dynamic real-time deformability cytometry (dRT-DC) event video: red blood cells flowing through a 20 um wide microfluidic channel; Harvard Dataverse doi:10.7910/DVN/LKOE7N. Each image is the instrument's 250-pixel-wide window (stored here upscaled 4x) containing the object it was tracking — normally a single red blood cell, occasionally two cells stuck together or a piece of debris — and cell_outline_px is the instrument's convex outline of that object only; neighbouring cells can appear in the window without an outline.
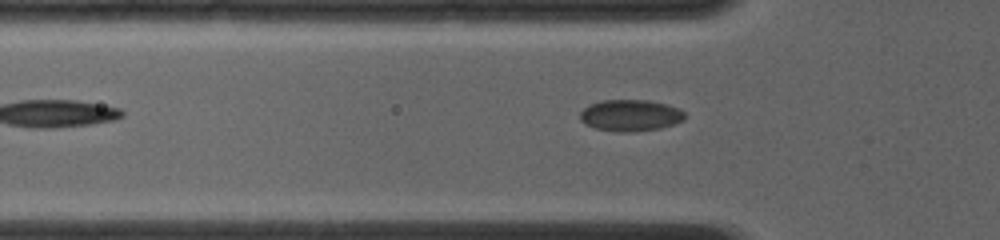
{"species": "common noctule bat (a hibernating species)", "species_latin": "Nyctalus noctula", "temperature_condition": "room temperature", "stored_images_in_passage": 44, "camera_frame_rate_fps": 4000, "um_per_image_px": 0.085, "animal": {"sex": "female", "body_mass_g": 19.0, "forearm_length_mm": 56.7}, "frame": {"image": 1, "passage_image": 3, "time_ms": 0.5, "image_size_px": [1000, 240], "cell_outline_px": [[684, 120], [676, 124], [660, 128], [636, 132], [616, 132], [596, 128], [584, 124], [580, 120], [580, 112], [588, 104], [600, 100], [648, 100], [664, 104], [676, 108], [684, 112]], "centroid_in_image_um": [53.54, 9.82], "position_along_channel_um": 72.3, "area_um2": 19.36}}
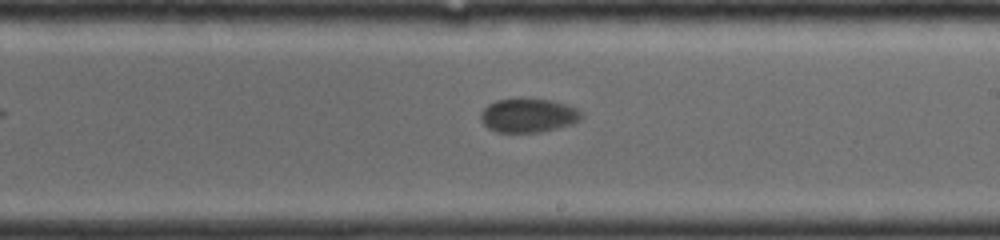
{"frame": {"image": 2, "passage_image": 20, "time_ms": 4.75, "image_size_px": [1000, 240], "cell_outline_px": [[584, 116], [580, 120], [572, 124], [540, 132], [496, 132], [488, 128], [480, 120], [480, 112], [488, 104], [496, 100], [516, 96], [552, 100], [576, 108]], "centroid_in_image_um": [44.86, 9.78], "position_along_channel_um": 244.1, "area_um2": 20.4}}
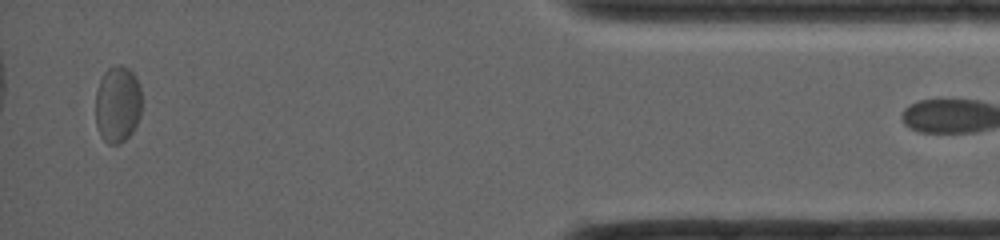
{"frame": {"image": 3, "passage_image": 43, "time_ms": 10.5, "image_size_px": [1000, 240], "cell_outline_px": [[140, 116], [132, 132], [120, 144], [108, 144], [100, 136], [96, 124], [96, 88], [104, 72], [108, 68], [116, 64], [120, 64], [128, 68], [136, 76], [140, 84]], "centroid_in_image_um": [9.98, 8.84], "position_along_channel_um": 425.2, "area_um2": 20.87}}